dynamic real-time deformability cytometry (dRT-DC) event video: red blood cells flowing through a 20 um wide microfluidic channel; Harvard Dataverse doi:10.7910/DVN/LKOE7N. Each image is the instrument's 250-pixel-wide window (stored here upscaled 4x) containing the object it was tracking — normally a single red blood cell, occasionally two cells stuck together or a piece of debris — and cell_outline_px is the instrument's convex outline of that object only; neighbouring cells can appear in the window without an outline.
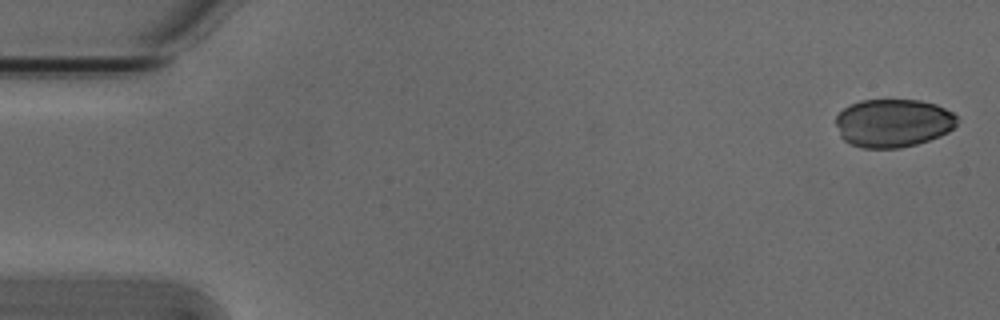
{"species": "Egyptian fruit bat (a non-hibernating species)", "species_latin": "Rousettus aegyptiacus", "temperature_condition": "cold", "stored_images_in_passage": 4, "camera_frame_rate_fps": 3000, "um_per_image_px": 0.085, "animal": {"sex": "male"}, "frame": {"image": 1, "passage_image": 1, "time_ms": 0.0, "image_size_px": [1000, 320], "cell_outline_px": [[960, 120], [948, 132], [940, 136], [916, 144], [900, 148], [864, 148], [852, 144], [844, 140], [840, 136], [836, 124], [836, 116], [848, 104], [860, 100], [920, 100], [936, 104], [952, 112]], "centroid_in_image_um": [75.91, 10.45], "position_along_channel_um": 9.1, "area_um2": 34.22}}